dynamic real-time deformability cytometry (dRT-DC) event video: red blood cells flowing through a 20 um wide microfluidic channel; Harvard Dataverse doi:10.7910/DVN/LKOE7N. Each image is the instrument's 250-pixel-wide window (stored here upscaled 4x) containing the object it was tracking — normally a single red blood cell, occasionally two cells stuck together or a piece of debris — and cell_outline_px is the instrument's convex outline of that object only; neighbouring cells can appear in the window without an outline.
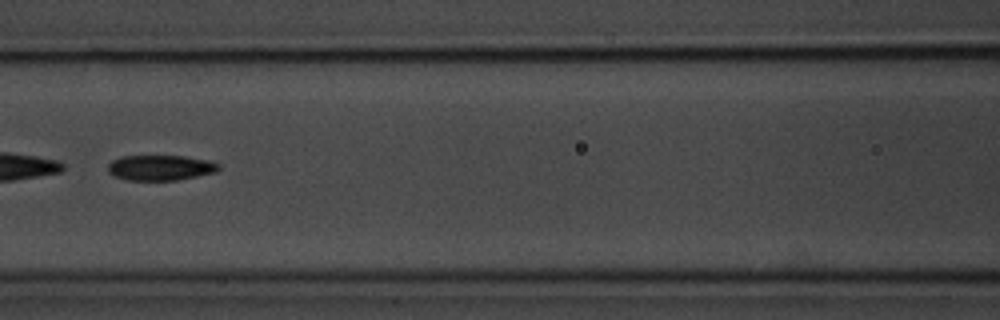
{"species": "common noctule bat (a hibernating species)", "species_latin": "Nyctalus noctula", "temperature_condition": "room temperature", "stored_images_in_passage": 45, "camera_frame_rate_fps": 3000, "um_per_image_px": 0.085, "animal": {"sex": "male", "body_mass_g": 20.1, "forearm_length_mm": 53.5}, "frame": {"image": 1, "passage_image": 15, "time_ms": 4.667, "image_size_px": [1000, 320], "cell_outline_px": [[220, 168], [216, 172], [176, 180], [128, 180], [116, 176], [108, 172], [108, 164], [112, 160], [120, 156], [184, 156], [212, 160], [220, 164]], "centroid_in_image_um": [13.66, 14.24], "position_along_channel_um": 152.9, "area_um2": 16.42}}
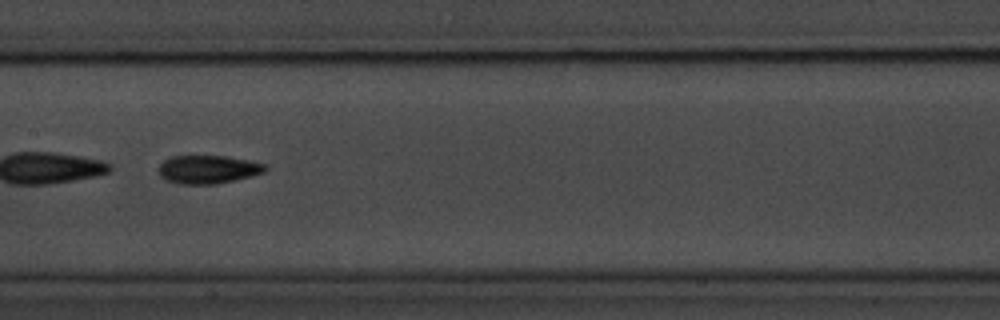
{"frame": {"image": 2, "passage_image": 18, "time_ms": 5.667, "image_size_px": [1000, 320], "cell_outline_px": [[268, 168], [264, 172], [252, 176], [236, 180], [216, 184], [180, 184], [168, 180], [160, 176], [160, 164], [164, 160], [172, 156], [224, 156], [248, 160], [268, 164]], "centroid_in_image_um": [17.73, 14.4], "position_along_channel_um": 189.7, "area_um2": 17.57}, "authors_computed_cell_mechanics": {"area_um2": 17.5134, "velocity_mm_per_s": 3.675, "shape_relaxation_time_tau1_ms": 4.0043, "shape_relaxation_time_tau2_ms": null, "deformation_change_tau1": 0.1522, "deformation_change_tau2": null}}